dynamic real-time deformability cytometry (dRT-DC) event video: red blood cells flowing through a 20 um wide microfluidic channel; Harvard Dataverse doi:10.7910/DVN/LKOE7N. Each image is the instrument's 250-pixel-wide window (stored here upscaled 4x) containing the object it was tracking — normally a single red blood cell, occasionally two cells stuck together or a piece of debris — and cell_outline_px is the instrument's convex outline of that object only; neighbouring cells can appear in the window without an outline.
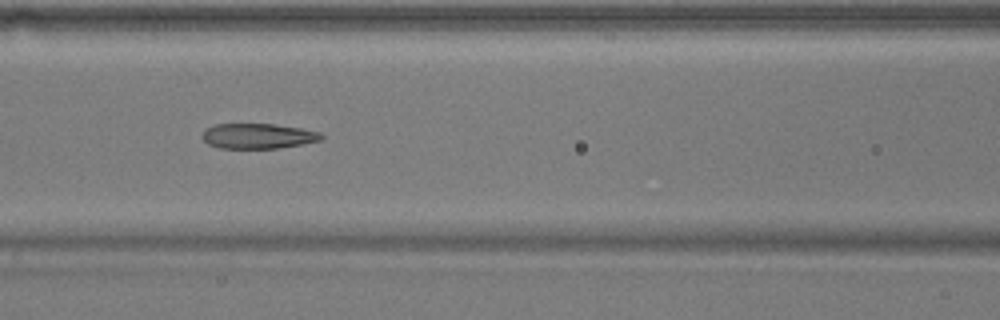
{"species": "common noctule bat (a hibernating species)", "species_latin": "Nyctalus noctula", "temperature_condition": "warm", "stored_images_in_passage": 49, "camera_frame_rate_fps": 3000, "um_per_image_px": 0.085, "animal": {"sex": "male", "body_mass_g": 17.9}, "frame": {"image": 1, "passage_image": 22, "time_ms": 7.0, "image_size_px": [1000, 320], "cell_outline_px": [[324, 136], [320, 140], [280, 148], [220, 148], [208, 144], [200, 136], [204, 128], [216, 124], [276, 124], [300, 128], [320, 132]], "centroid_in_image_um": [21.88, 11.55], "position_along_channel_um": 144.7, "area_um2": 17.51}}